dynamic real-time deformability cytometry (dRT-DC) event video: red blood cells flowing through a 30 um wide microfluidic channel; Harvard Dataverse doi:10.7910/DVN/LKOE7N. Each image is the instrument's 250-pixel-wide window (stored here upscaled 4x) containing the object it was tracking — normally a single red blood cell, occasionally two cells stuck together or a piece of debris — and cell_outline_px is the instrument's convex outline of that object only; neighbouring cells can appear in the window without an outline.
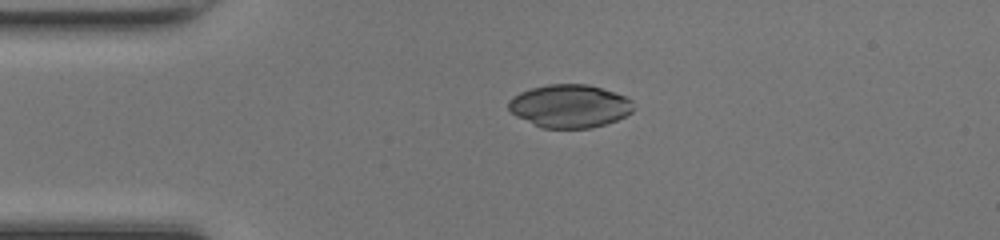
{"species": "common noctule bat (a hibernating species)", "species_latin": "Nyctalus noctula", "temperature_condition": "room temperature", "stored_images_in_passage": 38, "camera_frame_rate_fps": 3000, "um_per_image_px": 0.085, "animal": {"sex": "female", "body_mass_g": 17.0, "forearm_length_mm": 48.0}, "frame": {"image": 1, "passage_image": 1, "time_ms": 0.0, "image_size_px": [1000, 240], "cell_outline_px": [[636, 108], [632, 112], [616, 120], [604, 124], [588, 128], [540, 128], [516, 116], [508, 108], [508, 100], [512, 96], [520, 92], [532, 88], [548, 84], [588, 84], [624, 96], [632, 100]], "centroid_in_image_um": [48.4, 9.02], "position_along_channel_um": 36.6, "area_um2": 31.39}}
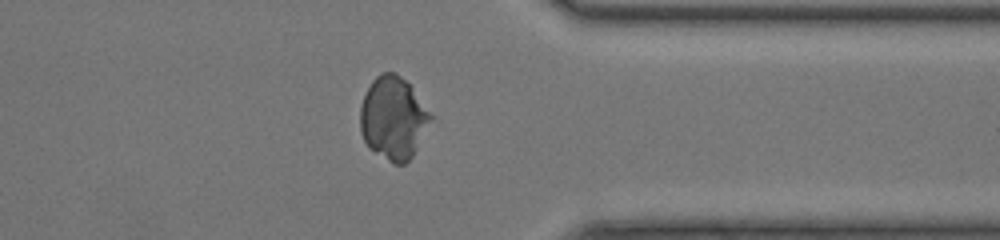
{"frame": {"image": 2, "passage_image": 28, "time_ms": 9.0, "image_size_px": [1000, 240], "cell_outline_px": [[432, 116], [412, 156], [404, 164], [396, 164], [388, 160], [368, 148], [360, 132], [360, 108], [364, 96], [372, 80], [380, 72], [396, 72], [408, 84]], "centroid_in_image_um": [33.37, 10.03], "position_along_channel_um": 378.0, "area_um2": 33.23}}